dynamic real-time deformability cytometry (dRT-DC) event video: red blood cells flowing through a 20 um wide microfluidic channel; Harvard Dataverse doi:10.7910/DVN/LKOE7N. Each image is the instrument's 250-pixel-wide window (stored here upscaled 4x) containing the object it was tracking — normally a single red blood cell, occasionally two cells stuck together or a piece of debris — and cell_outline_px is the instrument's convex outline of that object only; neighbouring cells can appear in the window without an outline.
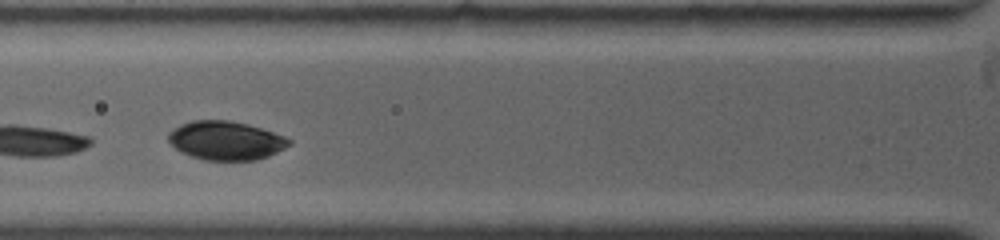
{"species": "common noctule bat (a hibernating species)", "species_latin": "Nyctalus noctula", "temperature_condition": "warm", "stored_images_in_passage": 21, "camera_frame_rate_fps": 4500, "um_per_image_px": 0.085, "animal": {"sex": "female", "body_mass_g": 19.0, "forearm_length_mm": 53.3}, "frame": {"image": 1, "passage_image": 4, "time_ms": 2.0, "image_size_px": [1000, 240], "cell_outline_px": [[292, 144], [268, 156], [256, 160], [204, 160], [180, 152], [168, 140], [168, 132], [180, 124], [192, 120], [228, 120], [248, 124], [284, 136], [292, 140]], "centroid_in_image_um": [19.18, 11.94], "position_along_channel_um": 106.6, "area_um2": 27.22}, "authors_computed_cell_mechanics": {"area_um2": 19.7676, "velocity_mm_per_s": 3.7933, "shape_relaxation_time_tau1_ms": 1.3569, "shape_relaxation_time_tau2_ms": null, "deformation_change_tau1": 0.0733, "deformation_change_tau2": null}}